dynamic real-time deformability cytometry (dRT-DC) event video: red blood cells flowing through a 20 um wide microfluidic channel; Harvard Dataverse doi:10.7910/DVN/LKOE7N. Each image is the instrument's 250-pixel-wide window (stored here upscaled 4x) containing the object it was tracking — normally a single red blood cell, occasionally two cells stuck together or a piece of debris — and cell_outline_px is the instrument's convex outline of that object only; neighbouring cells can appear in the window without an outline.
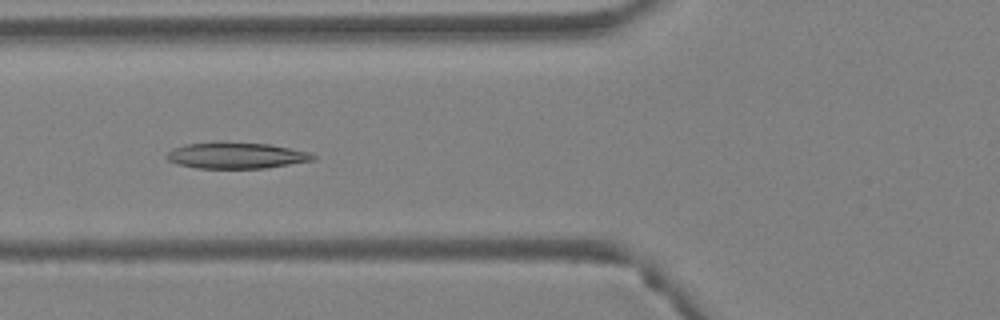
{"species": "Egyptian fruit bat (a non-hibernating species)", "species_latin": "Rousettus aegyptiacus", "temperature_condition": "warm", "stored_images_in_passage": 4, "camera_frame_rate_fps": 3000, "um_per_image_px": 0.085, "animal": {"sex": "female"}, "frame": {"image": 1, "passage_image": 4, "time_ms": 1.0, "image_size_px": [1000, 320], "cell_outline_px": [[316, 160], [264, 168], [196, 168], [176, 164], [168, 160], [164, 156], [172, 148], [184, 144], [216, 140], [268, 144], [308, 152], [316, 156]], "centroid_in_image_um": [20.0, 13.19], "position_along_channel_um": 105.8, "area_um2": 22.77}}